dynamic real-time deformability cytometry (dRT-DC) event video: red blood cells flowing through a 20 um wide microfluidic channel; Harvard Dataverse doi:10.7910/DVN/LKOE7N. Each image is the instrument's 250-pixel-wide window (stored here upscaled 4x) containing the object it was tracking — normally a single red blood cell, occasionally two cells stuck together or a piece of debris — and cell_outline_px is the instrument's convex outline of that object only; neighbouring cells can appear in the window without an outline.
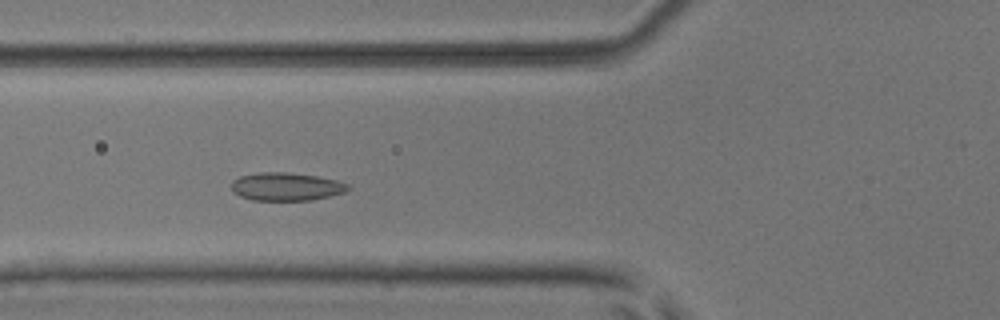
{"species": "common noctule bat (a hibernating species)", "species_latin": "Nyctalus noctula", "temperature_condition": "room temperature", "stored_images_in_passage": 39, "camera_frame_rate_fps": 3000, "um_per_image_px": 0.085, "animal": {"sex": "male", "body_mass_g": 17.9, "forearm_length_mm": 54.2}, "frame": {"image": 1, "passage_image": 4, "time_ms": 1.0, "image_size_px": [1000, 320], "cell_outline_px": [[352, 188], [344, 192], [312, 200], [252, 200], [240, 196], [232, 192], [232, 180], [240, 176], [256, 172], [288, 172], [316, 176], [336, 180], [348, 184]], "centroid_in_image_um": [24.3, 15.86], "position_along_channel_um": 101.5, "area_um2": 19.13}}
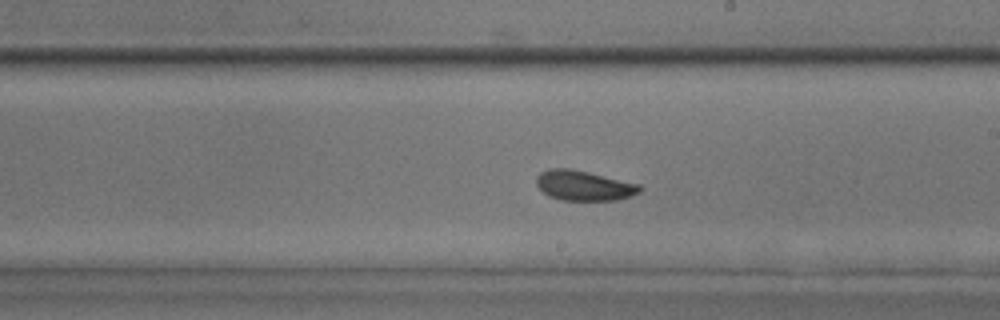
{"frame": {"image": 2, "passage_image": 15, "time_ms": 4.667, "image_size_px": [1000, 320], "cell_outline_px": [[640, 192], [616, 200], [560, 200], [548, 196], [536, 184], [536, 176], [540, 172], [552, 168], [568, 168], [588, 172], [640, 184]], "centroid_in_image_um": [49.59, 15.77], "position_along_channel_um": 239.4, "area_um2": 17.92}}
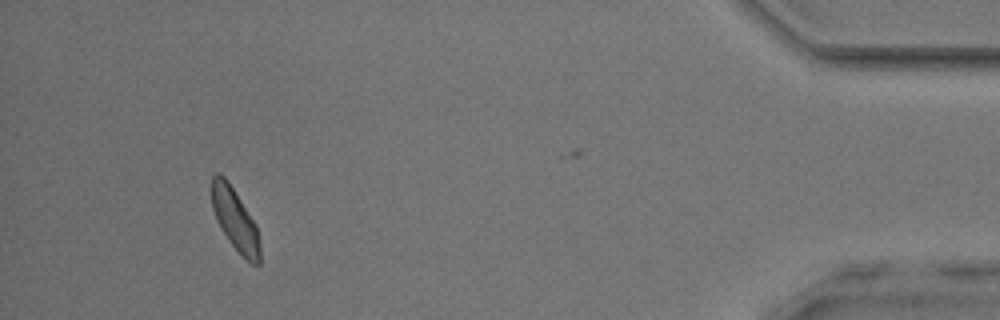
{"frame": {"image": 3, "passage_image": 34, "time_ms": 11.0, "image_size_px": [1000, 320], "cell_outline_px": [[260, 264], [252, 264], [244, 260], [228, 240], [220, 228], [216, 220], [212, 208], [212, 176], [216, 172], [220, 172], [228, 180], [256, 224], [260, 244]], "centroid_in_image_um": [19.98, 18.68], "position_along_channel_um": 415.2, "area_um2": 17.69}, "authors_computed_cell_mechanics": {"area_um2": 17.6868, "velocity_mm_per_s": 3.7768, "shape_relaxation_time_tau1_ms": 4.1599, "shape_relaxation_time_tau2_ms": 1.4553, "deformation_change_tau1": 0.0756, "deformation_change_tau2": 0.0595}}